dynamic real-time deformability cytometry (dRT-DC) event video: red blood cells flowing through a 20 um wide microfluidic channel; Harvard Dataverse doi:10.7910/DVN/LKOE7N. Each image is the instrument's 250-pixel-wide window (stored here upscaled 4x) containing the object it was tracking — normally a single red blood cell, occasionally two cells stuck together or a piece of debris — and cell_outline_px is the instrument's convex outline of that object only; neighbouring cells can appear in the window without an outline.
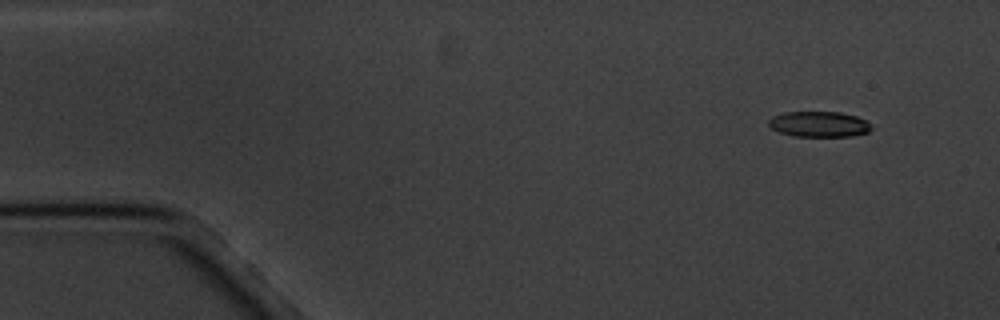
{"species": "common noctule bat (a hibernating species)", "species_latin": "Nyctalus noctula", "temperature_condition": "cold", "stored_images_in_passage": 16, "camera_frame_rate_fps": 3000, "um_per_image_px": 0.085, "animal": {"sex": "male", "body_mass_g": 20.1, "forearm_length_mm": 53.5}, "frame": {"image": 1, "passage_image": 1, "time_ms": 0.0, "image_size_px": [1000, 320], "cell_outline_px": [[872, 128], [868, 132], [852, 136], [796, 136], [780, 132], [772, 128], [768, 124], [768, 120], [772, 116], [784, 112], [840, 112], [856, 116], [864, 120]], "centroid_in_image_um": [69.59, 10.55], "position_along_channel_um": 15.4, "area_um2": 15.14}}
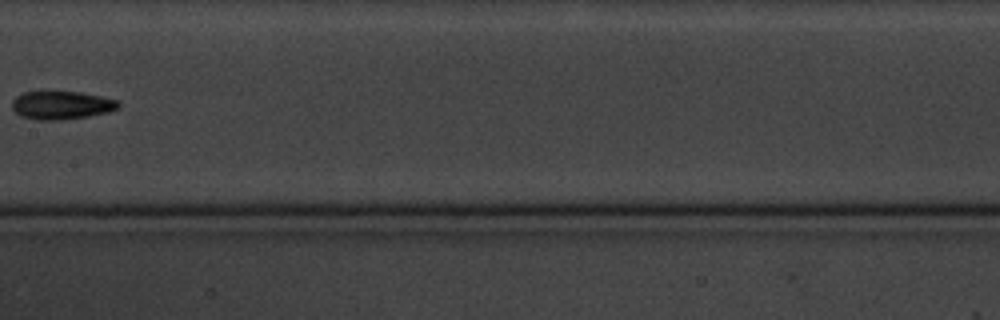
{"frame": {"image": 2, "passage_image": 8, "time_ms": 8.333, "image_size_px": [1000, 320], "cell_outline_px": [[120, 104], [116, 108], [108, 112], [88, 116], [60, 120], [36, 120], [20, 116], [12, 108], [12, 100], [16, 96], [24, 92], [80, 92], [100, 96], [116, 100]], "centroid_in_image_um": [5.18, 8.95], "position_along_channel_um": 202.2, "area_um2": 17.34}}
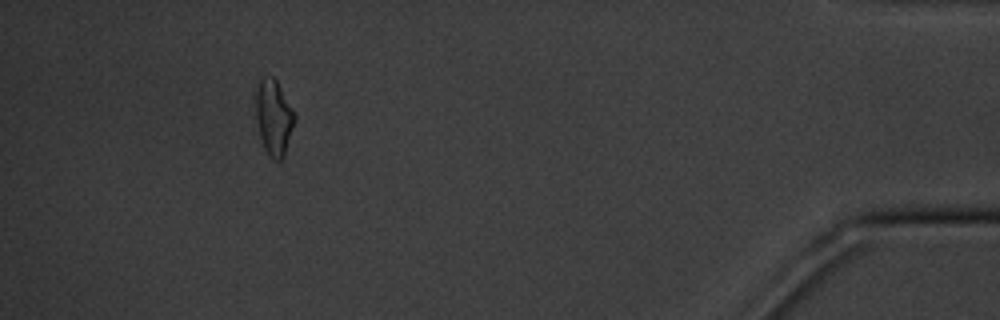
{"frame": {"image": 3, "passage_image": 15, "time_ms": 16.333, "image_size_px": [1000, 320], "cell_outline_px": [[296, 116], [284, 156], [280, 160], [272, 160], [264, 148], [260, 136], [256, 116], [256, 84], [264, 76], [272, 76], [276, 80]], "centroid_in_image_um": [23.25, 9.97], "position_along_channel_um": 411.9, "area_um2": 16.82}, "authors_computed_cell_mechanics": {"area_um2": 16.5019, "velocity_mm_per_s": 3.3923, "shape_relaxation_time_tau1_ms": 6.2073, "shape_relaxation_time_tau2_ms": null, "deformation_change_tau1": 0.1644, "deformation_change_tau2": null}}